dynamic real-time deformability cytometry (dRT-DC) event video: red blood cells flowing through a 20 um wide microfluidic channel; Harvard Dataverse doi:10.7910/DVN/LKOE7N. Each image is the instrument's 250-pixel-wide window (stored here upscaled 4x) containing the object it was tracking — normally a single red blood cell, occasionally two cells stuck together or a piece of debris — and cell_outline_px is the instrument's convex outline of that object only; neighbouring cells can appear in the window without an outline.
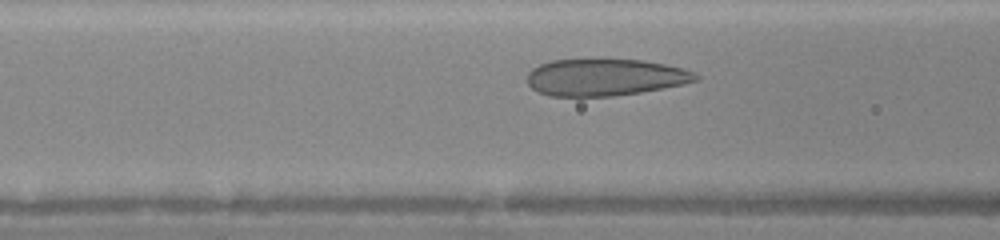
{"species": "human", "species_latin": "Homo sapiens", "temperature_condition": "warm", "stored_images_in_passage": 7, "camera_frame_rate_fps": 3000, "um_per_image_px": 0.085, "donor": {"sex": "female"}, "frame": {"image": 1, "passage_image": 5, "time_ms": 1.333, "image_size_px": [1000, 240], "cell_outline_px": [[700, 80], [684, 84], [640, 92], [612, 96], [548, 96], [536, 92], [528, 84], [528, 72], [532, 68], [540, 64], [552, 60], [596, 56], [640, 60], [664, 64], [684, 68], [696, 72], [700, 76]], "centroid_in_image_um": [51.42, 6.52], "position_along_channel_um": 115.2, "area_um2": 37.51}}